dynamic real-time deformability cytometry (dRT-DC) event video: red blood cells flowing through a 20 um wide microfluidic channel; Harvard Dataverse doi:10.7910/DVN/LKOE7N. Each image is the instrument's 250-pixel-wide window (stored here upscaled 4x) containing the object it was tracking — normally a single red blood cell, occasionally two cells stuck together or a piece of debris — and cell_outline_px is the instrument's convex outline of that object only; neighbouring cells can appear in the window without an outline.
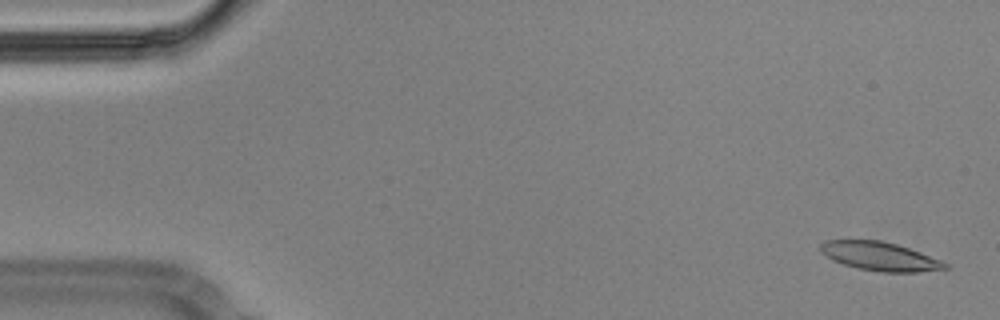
{"species": "Egyptian fruit bat (a non-hibernating species)", "species_latin": "Rousettus aegyptiacus", "temperature_condition": "cold", "stored_images_in_passage": 17, "camera_frame_rate_fps": 3000, "um_per_image_px": 0.085, "animal": {"sex": "male"}, "frame": {"image": 1, "passage_image": 2, "time_ms": 0.333, "image_size_px": [1000, 320], "cell_outline_px": [[952, 268], [916, 272], [880, 272], [860, 268], [844, 264], [832, 260], [820, 252], [820, 244], [824, 240], [880, 240], [896, 244], [920, 252], [940, 260], [948, 264]], "centroid_in_image_um": [74.78, 21.78], "position_along_channel_um": 10.2, "area_um2": 20.75}}